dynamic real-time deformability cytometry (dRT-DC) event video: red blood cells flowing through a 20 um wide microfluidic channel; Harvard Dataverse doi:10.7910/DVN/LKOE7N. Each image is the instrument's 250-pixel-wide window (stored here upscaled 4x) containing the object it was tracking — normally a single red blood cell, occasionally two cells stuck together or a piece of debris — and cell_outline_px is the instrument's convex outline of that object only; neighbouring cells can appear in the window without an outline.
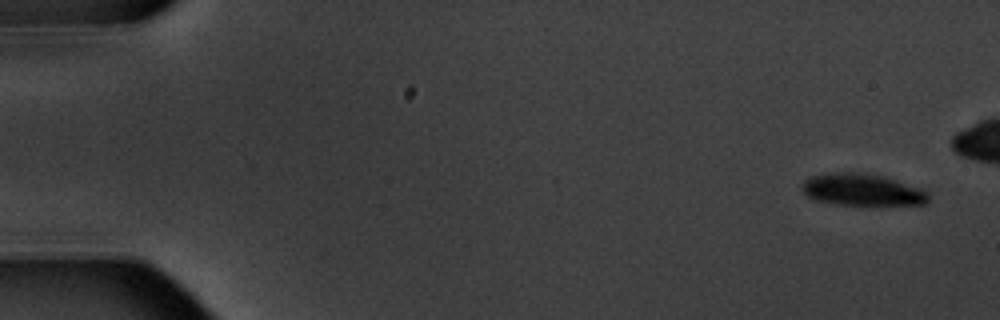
{"species": "common noctule bat (a hibernating species)", "species_latin": "Nyctalus noctula", "temperature_condition": "warm", "stored_images_in_passage": 9, "camera_frame_rate_fps": 3000, "um_per_image_px": 0.085, "animal": {"sex": "male", "body_mass_g": 20.1, "forearm_length_mm": 53.5}, "frame": {"image": 1, "passage_image": 1, "time_ms": 0.0, "image_size_px": [1000, 320], "cell_outline_px": [[928, 204], [868, 208], [864, 208], [836, 204], [816, 200], [808, 196], [800, 188], [800, 184], [808, 176], [836, 172], [864, 172], [884, 176], [920, 188], [928, 192]], "centroid_in_image_um": [73.31, 16.18], "position_along_channel_um": 11.7, "area_um2": 24.85}}